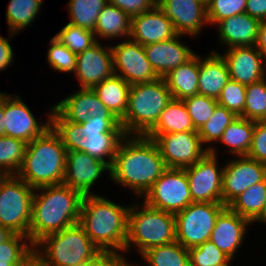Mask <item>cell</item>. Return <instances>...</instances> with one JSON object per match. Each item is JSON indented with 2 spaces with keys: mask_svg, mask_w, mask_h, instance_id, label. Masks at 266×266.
Listing matches in <instances>:
<instances>
[{
  "mask_svg": "<svg viewBox=\"0 0 266 266\" xmlns=\"http://www.w3.org/2000/svg\"><path fill=\"white\" fill-rule=\"evenodd\" d=\"M111 49L114 73L130 85L160 78L148 61L144 46L138 42L128 38V41L111 46Z\"/></svg>",
  "mask_w": 266,
  "mask_h": 266,
  "instance_id": "obj_14",
  "label": "cell"
},
{
  "mask_svg": "<svg viewBox=\"0 0 266 266\" xmlns=\"http://www.w3.org/2000/svg\"><path fill=\"white\" fill-rule=\"evenodd\" d=\"M258 51L266 59V20L260 21L257 41L255 44Z\"/></svg>",
  "mask_w": 266,
  "mask_h": 266,
  "instance_id": "obj_51",
  "label": "cell"
},
{
  "mask_svg": "<svg viewBox=\"0 0 266 266\" xmlns=\"http://www.w3.org/2000/svg\"><path fill=\"white\" fill-rule=\"evenodd\" d=\"M141 256L149 266H190L188 249L177 241L152 247Z\"/></svg>",
  "mask_w": 266,
  "mask_h": 266,
  "instance_id": "obj_33",
  "label": "cell"
},
{
  "mask_svg": "<svg viewBox=\"0 0 266 266\" xmlns=\"http://www.w3.org/2000/svg\"><path fill=\"white\" fill-rule=\"evenodd\" d=\"M8 175L0 168V183L7 177Z\"/></svg>",
  "mask_w": 266,
  "mask_h": 266,
  "instance_id": "obj_56",
  "label": "cell"
},
{
  "mask_svg": "<svg viewBox=\"0 0 266 266\" xmlns=\"http://www.w3.org/2000/svg\"><path fill=\"white\" fill-rule=\"evenodd\" d=\"M181 34L172 39L144 46L146 56L159 77L188 61L195 53L179 41Z\"/></svg>",
  "mask_w": 266,
  "mask_h": 266,
  "instance_id": "obj_24",
  "label": "cell"
},
{
  "mask_svg": "<svg viewBox=\"0 0 266 266\" xmlns=\"http://www.w3.org/2000/svg\"><path fill=\"white\" fill-rule=\"evenodd\" d=\"M107 2L120 8L130 17L151 10L157 5V0H107Z\"/></svg>",
  "mask_w": 266,
  "mask_h": 266,
  "instance_id": "obj_47",
  "label": "cell"
},
{
  "mask_svg": "<svg viewBox=\"0 0 266 266\" xmlns=\"http://www.w3.org/2000/svg\"><path fill=\"white\" fill-rule=\"evenodd\" d=\"M48 122L39 125L31 110L18 96L4 92L5 136L21 139L30 143L51 127V112Z\"/></svg>",
  "mask_w": 266,
  "mask_h": 266,
  "instance_id": "obj_16",
  "label": "cell"
},
{
  "mask_svg": "<svg viewBox=\"0 0 266 266\" xmlns=\"http://www.w3.org/2000/svg\"><path fill=\"white\" fill-rule=\"evenodd\" d=\"M129 208L100 195H85L78 223L101 252L120 250L123 253L128 236Z\"/></svg>",
  "mask_w": 266,
  "mask_h": 266,
  "instance_id": "obj_4",
  "label": "cell"
},
{
  "mask_svg": "<svg viewBox=\"0 0 266 266\" xmlns=\"http://www.w3.org/2000/svg\"><path fill=\"white\" fill-rule=\"evenodd\" d=\"M172 100L163 77L130 87L128 105L120 120L126 135H146L158 122L161 112Z\"/></svg>",
  "mask_w": 266,
  "mask_h": 266,
  "instance_id": "obj_6",
  "label": "cell"
},
{
  "mask_svg": "<svg viewBox=\"0 0 266 266\" xmlns=\"http://www.w3.org/2000/svg\"><path fill=\"white\" fill-rule=\"evenodd\" d=\"M41 4L42 0H10L6 9L10 36L17 34L26 26H31L29 24H32L34 18L39 14L38 10L42 6Z\"/></svg>",
  "mask_w": 266,
  "mask_h": 266,
  "instance_id": "obj_34",
  "label": "cell"
},
{
  "mask_svg": "<svg viewBox=\"0 0 266 266\" xmlns=\"http://www.w3.org/2000/svg\"><path fill=\"white\" fill-rule=\"evenodd\" d=\"M226 206L223 203L192 202L175 214L176 241L186 249L210 239L215 220Z\"/></svg>",
  "mask_w": 266,
  "mask_h": 266,
  "instance_id": "obj_10",
  "label": "cell"
},
{
  "mask_svg": "<svg viewBox=\"0 0 266 266\" xmlns=\"http://www.w3.org/2000/svg\"><path fill=\"white\" fill-rule=\"evenodd\" d=\"M255 121L238 116L222 133L218 142L227 145L229 151L240 157L247 156L252 144Z\"/></svg>",
  "mask_w": 266,
  "mask_h": 266,
  "instance_id": "obj_31",
  "label": "cell"
},
{
  "mask_svg": "<svg viewBox=\"0 0 266 266\" xmlns=\"http://www.w3.org/2000/svg\"><path fill=\"white\" fill-rule=\"evenodd\" d=\"M67 121L83 123L89 116L116 117L99 99L93 89L80 88L53 106Z\"/></svg>",
  "mask_w": 266,
  "mask_h": 266,
  "instance_id": "obj_23",
  "label": "cell"
},
{
  "mask_svg": "<svg viewBox=\"0 0 266 266\" xmlns=\"http://www.w3.org/2000/svg\"><path fill=\"white\" fill-rule=\"evenodd\" d=\"M238 116L219 104L210 119L198 130L202 144L219 141L222 133Z\"/></svg>",
  "mask_w": 266,
  "mask_h": 266,
  "instance_id": "obj_39",
  "label": "cell"
},
{
  "mask_svg": "<svg viewBox=\"0 0 266 266\" xmlns=\"http://www.w3.org/2000/svg\"><path fill=\"white\" fill-rule=\"evenodd\" d=\"M51 126L67 151H81L111 166L118 145L126 135L117 117L89 116L83 123L67 121L54 107ZM109 159L108 161L104 158Z\"/></svg>",
  "mask_w": 266,
  "mask_h": 266,
  "instance_id": "obj_2",
  "label": "cell"
},
{
  "mask_svg": "<svg viewBox=\"0 0 266 266\" xmlns=\"http://www.w3.org/2000/svg\"><path fill=\"white\" fill-rule=\"evenodd\" d=\"M19 264H6V263H0V266H18Z\"/></svg>",
  "mask_w": 266,
  "mask_h": 266,
  "instance_id": "obj_57",
  "label": "cell"
},
{
  "mask_svg": "<svg viewBox=\"0 0 266 266\" xmlns=\"http://www.w3.org/2000/svg\"><path fill=\"white\" fill-rule=\"evenodd\" d=\"M13 50L8 39L0 36V71L5 70L13 60Z\"/></svg>",
  "mask_w": 266,
  "mask_h": 266,
  "instance_id": "obj_50",
  "label": "cell"
},
{
  "mask_svg": "<svg viewBox=\"0 0 266 266\" xmlns=\"http://www.w3.org/2000/svg\"><path fill=\"white\" fill-rule=\"evenodd\" d=\"M27 143L21 139L0 136V168L7 175H16L24 160Z\"/></svg>",
  "mask_w": 266,
  "mask_h": 266,
  "instance_id": "obj_36",
  "label": "cell"
},
{
  "mask_svg": "<svg viewBox=\"0 0 266 266\" xmlns=\"http://www.w3.org/2000/svg\"><path fill=\"white\" fill-rule=\"evenodd\" d=\"M251 223L226 206L217 216L210 241L228 257L233 259Z\"/></svg>",
  "mask_w": 266,
  "mask_h": 266,
  "instance_id": "obj_22",
  "label": "cell"
},
{
  "mask_svg": "<svg viewBox=\"0 0 266 266\" xmlns=\"http://www.w3.org/2000/svg\"><path fill=\"white\" fill-rule=\"evenodd\" d=\"M246 101V85L230 79L221 90L217 102L224 106L236 116H241L244 112Z\"/></svg>",
  "mask_w": 266,
  "mask_h": 266,
  "instance_id": "obj_43",
  "label": "cell"
},
{
  "mask_svg": "<svg viewBox=\"0 0 266 266\" xmlns=\"http://www.w3.org/2000/svg\"><path fill=\"white\" fill-rule=\"evenodd\" d=\"M172 99L183 100L198 94L199 56L194 54L188 61L171 70L164 77Z\"/></svg>",
  "mask_w": 266,
  "mask_h": 266,
  "instance_id": "obj_27",
  "label": "cell"
},
{
  "mask_svg": "<svg viewBox=\"0 0 266 266\" xmlns=\"http://www.w3.org/2000/svg\"><path fill=\"white\" fill-rule=\"evenodd\" d=\"M34 249L47 266H85L101 252L79 223L45 236Z\"/></svg>",
  "mask_w": 266,
  "mask_h": 266,
  "instance_id": "obj_7",
  "label": "cell"
},
{
  "mask_svg": "<svg viewBox=\"0 0 266 266\" xmlns=\"http://www.w3.org/2000/svg\"><path fill=\"white\" fill-rule=\"evenodd\" d=\"M102 47L97 41L90 48L77 54L75 74L80 88L93 89L96 85L114 73L113 53L111 47Z\"/></svg>",
  "mask_w": 266,
  "mask_h": 266,
  "instance_id": "obj_19",
  "label": "cell"
},
{
  "mask_svg": "<svg viewBox=\"0 0 266 266\" xmlns=\"http://www.w3.org/2000/svg\"><path fill=\"white\" fill-rule=\"evenodd\" d=\"M260 21L248 15L240 13L219 21V37L222 44L229 48L254 46L257 41Z\"/></svg>",
  "mask_w": 266,
  "mask_h": 266,
  "instance_id": "obj_25",
  "label": "cell"
},
{
  "mask_svg": "<svg viewBox=\"0 0 266 266\" xmlns=\"http://www.w3.org/2000/svg\"><path fill=\"white\" fill-rule=\"evenodd\" d=\"M247 0H208L207 19L208 23L217 24L219 21L245 13Z\"/></svg>",
  "mask_w": 266,
  "mask_h": 266,
  "instance_id": "obj_45",
  "label": "cell"
},
{
  "mask_svg": "<svg viewBox=\"0 0 266 266\" xmlns=\"http://www.w3.org/2000/svg\"><path fill=\"white\" fill-rule=\"evenodd\" d=\"M154 141L168 168L184 169L192 166L209 152L203 150L198 132L160 134Z\"/></svg>",
  "mask_w": 266,
  "mask_h": 266,
  "instance_id": "obj_13",
  "label": "cell"
},
{
  "mask_svg": "<svg viewBox=\"0 0 266 266\" xmlns=\"http://www.w3.org/2000/svg\"><path fill=\"white\" fill-rule=\"evenodd\" d=\"M245 13L259 21L266 20V0H247Z\"/></svg>",
  "mask_w": 266,
  "mask_h": 266,
  "instance_id": "obj_49",
  "label": "cell"
},
{
  "mask_svg": "<svg viewBox=\"0 0 266 266\" xmlns=\"http://www.w3.org/2000/svg\"><path fill=\"white\" fill-rule=\"evenodd\" d=\"M183 102L196 130H199L210 119L218 104L217 99L199 94L186 97Z\"/></svg>",
  "mask_w": 266,
  "mask_h": 266,
  "instance_id": "obj_41",
  "label": "cell"
},
{
  "mask_svg": "<svg viewBox=\"0 0 266 266\" xmlns=\"http://www.w3.org/2000/svg\"><path fill=\"white\" fill-rule=\"evenodd\" d=\"M33 195V187L17 175H8L0 183V225L28 237Z\"/></svg>",
  "mask_w": 266,
  "mask_h": 266,
  "instance_id": "obj_9",
  "label": "cell"
},
{
  "mask_svg": "<svg viewBox=\"0 0 266 266\" xmlns=\"http://www.w3.org/2000/svg\"><path fill=\"white\" fill-rule=\"evenodd\" d=\"M256 221L263 222V223L266 222V200L264 202V205H263L262 211L260 213V216L255 220V222Z\"/></svg>",
  "mask_w": 266,
  "mask_h": 266,
  "instance_id": "obj_55",
  "label": "cell"
},
{
  "mask_svg": "<svg viewBox=\"0 0 266 266\" xmlns=\"http://www.w3.org/2000/svg\"><path fill=\"white\" fill-rule=\"evenodd\" d=\"M143 203L141 210L138 205L129 208L128 236L125 245V251H129L132 243L137 245L141 255L152 247L176 241L174 214Z\"/></svg>",
  "mask_w": 266,
  "mask_h": 266,
  "instance_id": "obj_8",
  "label": "cell"
},
{
  "mask_svg": "<svg viewBox=\"0 0 266 266\" xmlns=\"http://www.w3.org/2000/svg\"><path fill=\"white\" fill-rule=\"evenodd\" d=\"M222 57L227 63L230 79L240 84L249 85L266 77L263 65L266 61L255 45L229 48Z\"/></svg>",
  "mask_w": 266,
  "mask_h": 266,
  "instance_id": "obj_20",
  "label": "cell"
},
{
  "mask_svg": "<svg viewBox=\"0 0 266 266\" xmlns=\"http://www.w3.org/2000/svg\"><path fill=\"white\" fill-rule=\"evenodd\" d=\"M247 156L266 165V121H255L252 144Z\"/></svg>",
  "mask_w": 266,
  "mask_h": 266,
  "instance_id": "obj_46",
  "label": "cell"
},
{
  "mask_svg": "<svg viewBox=\"0 0 266 266\" xmlns=\"http://www.w3.org/2000/svg\"><path fill=\"white\" fill-rule=\"evenodd\" d=\"M119 252H100L85 266H132Z\"/></svg>",
  "mask_w": 266,
  "mask_h": 266,
  "instance_id": "obj_48",
  "label": "cell"
},
{
  "mask_svg": "<svg viewBox=\"0 0 266 266\" xmlns=\"http://www.w3.org/2000/svg\"><path fill=\"white\" fill-rule=\"evenodd\" d=\"M66 153L60 135L51 126L27 143L23 164L16 175L34 189L63 184Z\"/></svg>",
  "mask_w": 266,
  "mask_h": 266,
  "instance_id": "obj_5",
  "label": "cell"
},
{
  "mask_svg": "<svg viewBox=\"0 0 266 266\" xmlns=\"http://www.w3.org/2000/svg\"><path fill=\"white\" fill-rule=\"evenodd\" d=\"M74 54H79L94 45L98 40L92 30L67 23L55 36Z\"/></svg>",
  "mask_w": 266,
  "mask_h": 266,
  "instance_id": "obj_38",
  "label": "cell"
},
{
  "mask_svg": "<svg viewBox=\"0 0 266 266\" xmlns=\"http://www.w3.org/2000/svg\"><path fill=\"white\" fill-rule=\"evenodd\" d=\"M240 117L253 121H266V78L246 85L244 112Z\"/></svg>",
  "mask_w": 266,
  "mask_h": 266,
  "instance_id": "obj_37",
  "label": "cell"
},
{
  "mask_svg": "<svg viewBox=\"0 0 266 266\" xmlns=\"http://www.w3.org/2000/svg\"><path fill=\"white\" fill-rule=\"evenodd\" d=\"M190 266H226L232 259L210 240L188 249Z\"/></svg>",
  "mask_w": 266,
  "mask_h": 266,
  "instance_id": "obj_40",
  "label": "cell"
},
{
  "mask_svg": "<svg viewBox=\"0 0 266 266\" xmlns=\"http://www.w3.org/2000/svg\"><path fill=\"white\" fill-rule=\"evenodd\" d=\"M176 132H198L183 100L172 99L161 112L156 125L146 134L155 139L160 134Z\"/></svg>",
  "mask_w": 266,
  "mask_h": 266,
  "instance_id": "obj_28",
  "label": "cell"
},
{
  "mask_svg": "<svg viewBox=\"0 0 266 266\" xmlns=\"http://www.w3.org/2000/svg\"><path fill=\"white\" fill-rule=\"evenodd\" d=\"M27 240L29 241L27 236L13 234L8 240L1 243L0 263L20 264L34 249L31 243L27 244Z\"/></svg>",
  "mask_w": 266,
  "mask_h": 266,
  "instance_id": "obj_42",
  "label": "cell"
},
{
  "mask_svg": "<svg viewBox=\"0 0 266 266\" xmlns=\"http://www.w3.org/2000/svg\"><path fill=\"white\" fill-rule=\"evenodd\" d=\"M266 178V165L240 156L223 167L222 203L228 206L247 188Z\"/></svg>",
  "mask_w": 266,
  "mask_h": 266,
  "instance_id": "obj_15",
  "label": "cell"
},
{
  "mask_svg": "<svg viewBox=\"0 0 266 266\" xmlns=\"http://www.w3.org/2000/svg\"><path fill=\"white\" fill-rule=\"evenodd\" d=\"M162 13L172 21L177 34L197 36L207 22V7L203 0H157Z\"/></svg>",
  "mask_w": 266,
  "mask_h": 266,
  "instance_id": "obj_18",
  "label": "cell"
},
{
  "mask_svg": "<svg viewBox=\"0 0 266 266\" xmlns=\"http://www.w3.org/2000/svg\"><path fill=\"white\" fill-rule=\"evenodd\" d=\"M177 35L172 21L156 5L153 9L131 17L130 37L142 46L172 39Z\"/></svg>",
  "mask_w": 266,
  "mask_h": 266,
  "instance_id": "obj_21",
  "label": "cell"
},
{
  "mask_svg": "<svg viewBox=\"0 0 266 266\" xmlns=\"http://www.w3.org/2000/svg\"><path fill=\"white\" fill-rule=\"evenodd\" d=\"M265 200L266 178L247 188L228 207L252 223L260 216Z\"/></svg>",
  "mask_w": 266,
  "mask_h": 266,
  "instance_id": "obj_32",
  "label": "cell"
},
{
  "mask_svg": "<svg viewBox=\"0 0 266 266\" xmlns=\"http://www.w3.org/2000/svg\"><path fill=\"white\" fill-rule=\"evenodd\" d=\"M110 166L86 152L67 151L63 184L83 196L91 195V186Z\"/></svg>",
  "mask_w": 266,
  "mask_h": 266,
  "instance_id": "obj_17",
  "label": "cell"
},
{
  "mask_svg": "<svg viewBox=\"0 0 266 266\" xmlns=\"http://www.w3.org/2000/svg\"><path fill=\"white\" fill-rule=\"evenodd\" d=\"M49 65L59 72H74L76 69L77 55L63 45L57 38L50 41V48L47 52Z\"/></svg>",
  "mask_w": 266,
  "mask_h": 266,
  "instance_id": "obj_44",
  "label": "cell"
},
{
  "mask_svg": "<svg viewBox=\"0 0 266 266\" xmlns=\"http://www.w3.org/2000/svg\"><path fill=\"white\" fill-rule=\"evenodd\" d=\"M130 87L129 83L114 74L96 85L93 90L100 101L121 120L127 109Z\"/></svg>",
  "mask_w": 266,
  "mask_h": 266,
  "instance_id": "obj_29",
  "label": "cell"
},
{
  "mask_svg": "<svg viewBox=\"0 0 266 266\" xmlns=\"http://www.w3.org/2000/svg\"><path fill=\"white\" fill-rule=\"evenodd\" d=\"M107 3V0H70L69 24L94 31L97 17Z\"/></svg>",
  "mask_w": 266,
  "mask_h": 266,
  "instance_id": "obj_35",
  "label": "cell"
},
{
  "mask_svg": "<svg viewBox=\"0 0 266 266\" xmlns=\"http://www.w3.org/2000/svg\"><path fill=\"white\" fill-rule=\"evenodd\" d=\"M0 136H5L4 125V93L0 92Z\"/></svg>",
  "mask_w": 266,
  "mask_h": 266,
  "instance_id": "obj_53",
  "label": "cell"
},
{
  "mask_svg": "<svg viewBox=\"0 0 266 266\" xmlns=\"http://www.w3.org/2000/svg\"><path fill=\"white\" fill-rule=\"evenodd\" d=\"M41 191L36 193V191ZM83 195L64 185L34 189L29 243L34 247L45 236L78 224Z\"/></svg>",
  "mask_w": 266,
  "mask_h": 266,
  "instance_id": "obj_3",
  "label": "cell"
},
{
  "mask_svg": "<svg viewBox=\"0 0 266 266\" xmlns=\"http://www.w3.org/2000/svg\"><path fill=\"white\" fill-rule=\"evenodd\" d=\"M18 266H47L35 249Z\"/></svg>",
  "mask_w": 266,
  "mask_h": 266,
  "instance_id": "obj_52",
  "label": "cell"
},
{
  "mask_svg": "<svg viewBox=\"0 0 266 266\" xmlns=\"http://www.w3.org/2000/svg\"><path fill=\"white\" fill-rule=\"evenodd\" d=\"M13 234L8 228L0 225V244L8 240Z\"/></svg>",
  "mask_w": 266,
  "mask_h": 266,
  "instance_id": "obj_54",
  "label": "cell"
},
{
  "mask_svg": "<svg viewBox=\"0 0 266 266\" xmlns=\"http://www.w3.org/2000/svg\"><path fill=\"white\" fill-rule=\"evenodd\" d=\"M144 202L156 209L177 214L192 203L185 168H166L144 195Z\"/></svg>",
  "mask_w": 266,
  "mask_h": 266,
  "instance_id": "obj_11",
  "label": "cell"
},
{
  "mask_svg": "<svg viewBox=\"0 0 266 266\" xmlns=\"http://www.w3.org/2000/svg\"><path fill=\"white\" fill-rule=\"evenodd\" d=\"M131 17L115 5L107 3L99 13L95 36L114 39L117 37H130Z\"/></svg>",
  "mask_w": 266,
  "mask_h": 266,
  "instance_id": "obj_30",
  "label": "cell"
},
{
  "mask_svg": "<svg viewBox=\"0 0 266 266\" xmlns=\"http://www.w3.org/2000/svg\"><path fill=\"white\" fill-rule=\"evenodd\" d=\"M133 136L125 135L120 141L109 175L116 183L144 197L167 167L153 139Z\"/></svg>",
  "mask_w": 266,
  "mask_h": 266,
  "instance_id": "obj_1",
  "label": "cell"
},
{
  "mask_svg": "<svg viewBox=\"0 0 266 266\" xmlns=\"http://www.w3.org/2000/svg\"><path fill=\"white\" fill-rule=\"evenodd\" d=\"M198 94L217 99L221 90L230 80L229 69L222 54L211 52V55L200 59Z\"/></svg>",
  "mask_w": 266,
  "mask_h": 266,
  "instance_id": "obj_26",
  "label": "cell"
},
{
  "mask_svg": "<svg viewBox=\"0 0 266 266\" xmlns=\"http://www.w3.org/2000/svg\"><path fill=\"white\" fill-rule=\"evenodd\" d=\"M206 149L202 159L185 168L192 202L222 203L223 168L218 169L216 151Z\"/></svg>",
  "mask_w": 266,
  "mask_h": 266,
  "instance_id": "obj_12",
  "label": "cell"
}]
</instances>
